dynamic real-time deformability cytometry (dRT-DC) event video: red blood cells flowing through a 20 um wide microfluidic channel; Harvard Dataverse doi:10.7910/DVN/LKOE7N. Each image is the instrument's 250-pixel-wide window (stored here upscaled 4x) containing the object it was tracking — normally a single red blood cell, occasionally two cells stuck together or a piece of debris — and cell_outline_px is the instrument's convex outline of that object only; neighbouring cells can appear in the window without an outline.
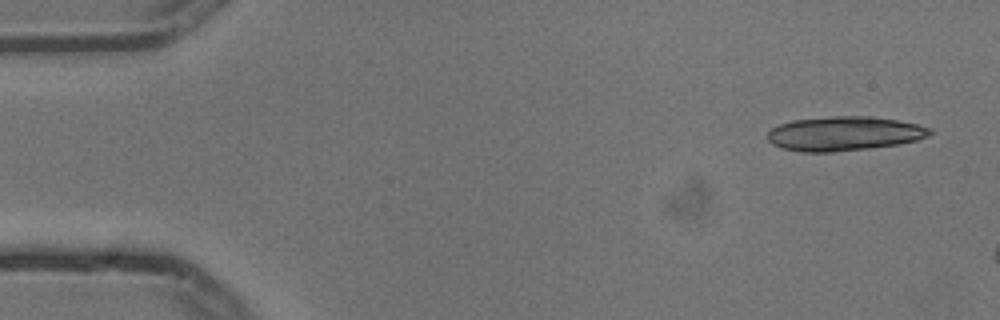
{"species": "common noctule bat (a hibernating species)", "species_latin": "Nyctalus noctula", "temperature_condition": "cold", "stored_images_in_passage": 7, "camera_frame_rate_fps": 3000, "um_per_image_px": 0.085, "animal": {"sex": "male", "body_mass_g": 13.3}, "frame": {"image": 1, "passage_image": 1, "time_ms": 0.0, "image_size_px": [1000, 320], "cell_outline_px": [[932, 132], [928, 136], [916, 140], [896, 144], [868, 148], [832, 152], [800, 152], [784, 148], [772, 144], [768, 140], [768, 132], [772, 128], [780, 124], [792, 120], [832, 116], [868, 116], [896, 120], [916, 124], [932, 128]], "centroid_in_image_um": [71.73, 11.35], "position_along_channel_um": 13.3, "area_um2": 32.19}}
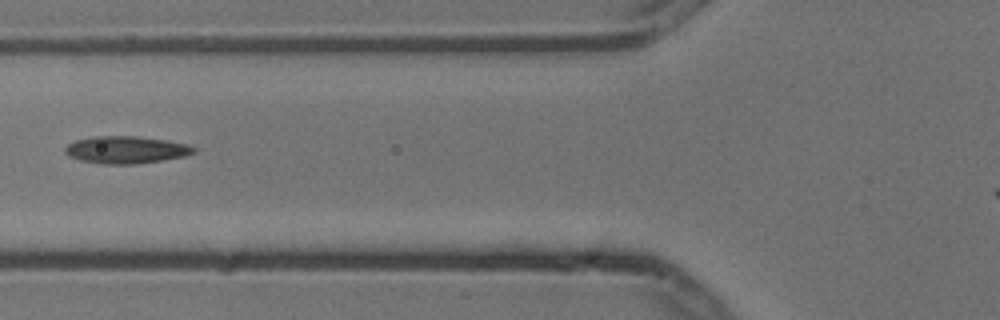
{"frame": {"image": 2, "passage_image": 6, "time_ms": 1.667, "image_size_px": [1000, 320], "cell_outline_px": [[196, 152], [184, 156], [164, 160], [136, 164], [100, 164], [80, 160], [68, 156], [64, 152], [64, 148], [68, 144], [76, 140], [92, 136], [136, 136], [164, 140], [188, 144], [196, 148]], "centroid_in_image_um": [10.69, 12.74], "position_along_channel_um": 115.1, "area_um2": 20.58}}
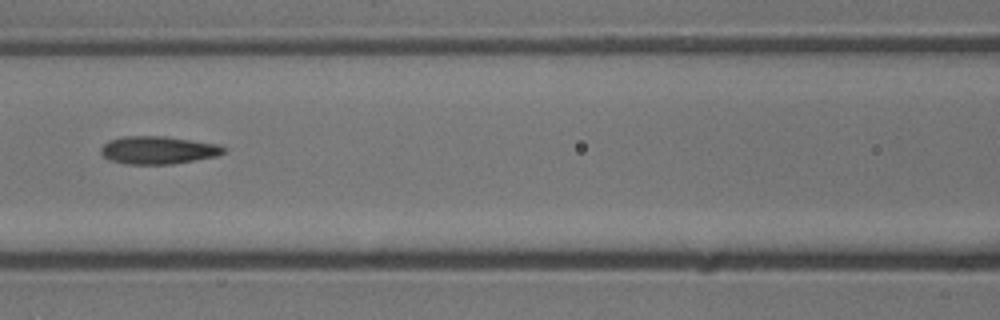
{"frame": {"image": 3, "passage_image": 7, "time_ms": 2.0, "image_size_px": [1000, 320], "cell_outline_px": [[224, 152], [216, 156], [172, 164], [124, 164], [108, 160], [100, 152], [100, 148], [108, 140], [124, 136], [164, 136], [220, 144], [224, 148]], "centroid_in_image_um": [13.4, 12.76], "position_along_channel_um": 153.2, "area_um2": 19.94}}